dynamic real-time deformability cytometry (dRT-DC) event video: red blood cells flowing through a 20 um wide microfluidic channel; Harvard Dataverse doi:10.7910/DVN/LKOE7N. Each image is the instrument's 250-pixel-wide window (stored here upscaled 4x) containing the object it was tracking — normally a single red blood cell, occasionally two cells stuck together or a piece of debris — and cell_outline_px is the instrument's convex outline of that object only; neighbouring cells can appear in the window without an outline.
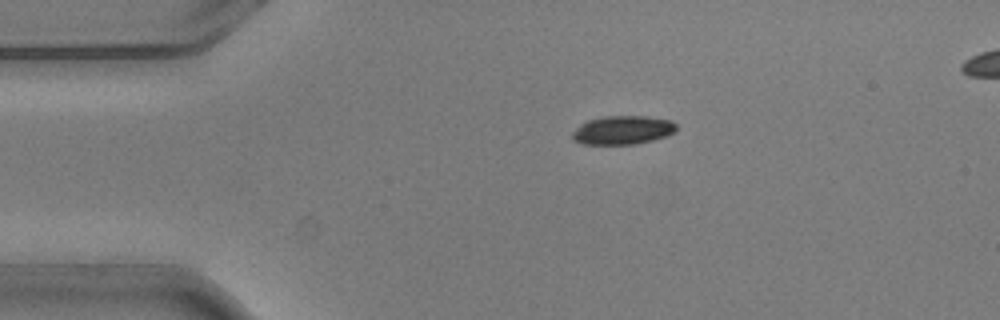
{"species": "common noctule bat (a hibernating species)", "species_latin": "Nyctalus noctula", "temperature_condition": "warm", "stored_images_in_passage": 3, "camera_frame_rate_fps": 3000, "um_per_image_px": 0.085, "animal": {"sex": "male", "body_mass_g": 20.5, "forearm_length_mm": 52.5}, "frame": {"image": 1, "passage_image": 1, "time_ms": 0.0, "image_size_px": [1000, 320], "cell_outline_px": [[676, 128], [668, 136], [636, 144], [584, 144], [572, 140], [572, 132], [580, 124], [588, 120], [604, 116], [648, 116], [672, 120], [676, 124]], "centroid_in_image_um": [52.92, 11.05], "position_along_channel_um": 32.1, "area_um2": 17.46}}